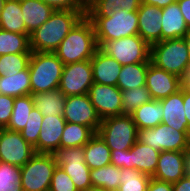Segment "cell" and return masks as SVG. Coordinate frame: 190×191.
Returning a JSON list of instances; mask_svg holds the SVG:
<instances>
[{"label": "cell", "instance_id": "obj_27", "mask_svg": "<svg viewBox=\"0 0 190 191\" xmlns=\"http://www.w3.org/2000/svg\"><path fill=\"white\" fill-rule=\"evenodd\" d=\"M141 0H94L88 7L87 17H110L115 10L136 12Z\"/></svg>", "mask_w": 190, "mask_h": 191}, {"label": "cell", "instance_id": "obj_25", "mask_svg": "<svg viewBox=\"0 0 190 191\" xmlns=\"http://www.w3.org/2000/svg\"><path fill=\"white\" fill-rule=\"evenodd\" d=\"M84 160L90 170L111 164V150L98 133L84 145Z\"/></svg>", "mask_w": 190, "mask_h": 191}, {"label": "cell", "instance_id": "obj_32", "mask_svg": "<svg viewBox=\"0 0 190 191\" xmlns=\"http://www.w3.org/2000/svg\"><path fill=\"white\" fill-rule=\"evenodd\" d=\"M29 36L0 29V55L32 53Z\"/></svg>", "mask_w": 190, "mask_h": 191}, {"label": "cell", "instance_id": "obj_20", "mask_svg": "<svg viewBox=\"0 0 190 191\" xmlns=\"http://www.w3.org/2000/svg\"><path fill=\"white\" fill-rule=\"evenodd\" d=\"M159 101L162 103L164 109L161 123L182 132H190L188 120L185 117L183 86L176 93Z\"/></svg>", "mask_w": 190, "mask_h": 191}, {"label": "cell", "instance_id": "obj_45", "mask_svg": "<svg viewBox=\"0 0 190 191\" xmlns=\"http://www.w3.org/2000/svg\"><path fill=\"white\" fill-rule=\"evenodd\" d=\"M177 3L187 27L190 29V0H177Z\"/></svg>", "mask_w": 190, "mask_h": 191}, {"label": "cell", "instance_id": "obj_1", "mask_svg": "<svg viewBox=\"0 0 190 191\" xmlns=\"http://www.w3.org/2000/svg\"><path fill=\"white\" fill-rule=\"evenodd\" d=\"M86 12L87 10H55L43 25L30 34L31 51L55 52Z\"/></svg>", "mask_w": 190, "mask_h": 191}, {"label": "cell", "instance_id": "obj_40", "mask_svg": "<svg viewBox=\"0 0 190 191\" xmlns=\"http://www.w3.org/2000/svg\"><path fill=\"white\" fill-rule=\"evenodd\" d=\"M50 191H78L71 177L60 167L54 169Z\"/></svg>", "mask_w": 190, "mask_h": 191}, {"label": "cell", "instance_id": "obj_51", "mask_svg": "<svg viewBox=\"0 0 190 191\" xmlns=\"http://www.w3.org/2000/svg\"><path fill=\"white\" fill-rule=\"evenodd\" d=\"M83 191H108L102 187H94V186H91V187H88L87 189L83 190Z\"/></svg>", "mask_w": 190, "mask_h": 191}, {"label": "cell", "instance_id": "obj_34", "mask_svg": "<svg viewBox=\"0 0 190 191\" xmlns=\"http://www.w3.org/2000/svg\"><path fill=\"white\" fill-rule=\"evenodd\" d=\"M33 108L32 95L16 97L14 99L13 112L6 128L13 131H21L25 127L28 116Z\"/></svg>", "mask_w": 190, "mask_h": 191}, {"label": "cell", "instance_id": "obj_9", "mask_svg": "<svg viewBox=\"0 0 190 191\" xmlns=\"http://www.w3.org/2000/svg\"><path fill=\"white\" fill-rule=\"evenodd\" d=\"M99 49L122 66L144 63L150 59V45L139 35L104 42Z\"/></svg>", "mask_w": 190, "mask_h": 191}, {"label": "cell", "instance_id": "obj_46", "mask_svg": "<svg viewBox=\"0 0 190 191\" xmlns=\"http://www.w3.org/2000/svg\"><path fill=\"white\" fill-rule=\"evenodd\" d=\"M173 191H190V175L186 174L177 182L172 183Z\"/></svg>", "mask_w": 190, "mask_h": 191}, {"label": "cell", "instance_id": "obj_43", "mask_svg": "<svg viewBox=\"0 0 190 191\" xmlns=\"http://www.w3.org/2000/svg\"><path fill=\"white\" fill-rule=\"evenodd\" d=\"M111 164L119 168H129V149L111 150Z\"/></svg>", "mask_w": 190, "mask_h": 191}, {"label": "cell", "instance_id": "obj_4", "mask_svg": "<svg viewBox=\"0 0 190 191\" xmlns=\"http://www.w3.org/2000/svg\"><path fill=\"white\" fill-rule=\"evenodd\" d=\"M150 60L156 67L183 79L190 58L183 38L167 39L150 45Z\"/></svg>", "mask_w": 190, "mask_h": 191}, {"label": "cell", "instance_id": "obj_36", "mask_svg": "<svg viewBox=\"0 0 190 191\" xmlns=\"http://www.w3.org/2000/svg\"><path fill=\"white\" fill-rule=\"evenodd\" d=\"M32 53L0 55V76L16 75L29 65Z\"/></svg>", "mask_w": 190, "mask_h": 191}, {"label": "cell", "instance_id": "obj_31", "mask_svg": "<svg viewBox=\"0 0 190 191\" xmlns=\"http://www.w3.org/2000/svg\"><path fill=\"white\" fill-rule=\"evenodd\" d=\"M95 134L96 133L90 127L66 122L60 140V147L69 148L84 146Z\"/></svg>", "mask_w": 190, "mask_h": 191}, {"label": "cell", "instance_id": "obj_42", "mask_svg": "<svg viewBox=\"0 0 190 191\" xmlns=\"http://www.w3.org/2000/svg\"><path fill=\"white\" fill-rule=\"evenodd\" d=\"M54 10H87L79 0H42Z\"/></svg>", "mask_w": 190, "mask_h": 191}, {"label": "cell", "instance_id": "obj_16", "mask_svg": "<svg viewBox=\"0 0 190 191\" xmlns=\"http://www.w3.org/2000/svg\"><path fill=\"white\" fill-rule=\"evenodd\" d=\"M187 174V151H162L152 178L174 183Z\"/></svg>", "mask_w": 190, "mask_h": 191}, {"label": "cell", "instance_id": "obj_2", "mask_svg": "<svg viewBox=\"0 0 190 191\" xmlns=\"http://www.w3.org/2000/svg\"><path fill=\"white\" fill-rule=\"evenodd\" d=\"M97 49L93 24L85 15L70 30L54 53L66 65L90 60Z\"/></svg>", "mask_w": 190, "mask_h": 191}, {"label": "cell", "instance_id": "obj_23", "mask_svg": "<svg viewBox=\"0 0 190 191\" xmlns=\"http://www.w3.org/2000/svg\"><path fill=\"white\" fill-rule=\"evenodd\" d=\"M26 31L31 34L43 25L55 11L42 0H20Z\"/></svg>", "mask_w": 190, "mask_h": 191}, {"label": "cell", "instance_id": "obj_44", "mask_svg": "<svg viewBox=\"0 0 190 191\" xmlns=\"http://www.w3.org/2000/svg\"><path fill=\"white\" fill-rule=\"evenodd\" d=\"M147 191H173L172 183L151 177Z\"/></svg>", "mask_w": 190, "mask_h": 191}, {"label": "cell", "instance_id": "obj_22", "mask_svg": "<svg viewBox=\"0 0 190 191\" xmlns=\"http://www.w3.org/2000/svg\"><path fill=\"white\" fill-rule=\"evenodd\" d=\"M159 155V151L137 140L129 149V169H136L152 177L156 171Z\"/></svg>", "mask_w": 190, "mask_h": 191}, {"label": "cell", "instance_id": "obj_12", "mask_svg": "<svg viewBox=\"0 0 190 191\" xmlns=\"http://www.w3.org/2000/svg\"><path fill=\"white\" fill-rule=\"evenodd\" d=\"M35 153L34 147L21 136L20 132L1 129L0 162L22 167Z\"/></svg>", "mask_w": 190, "mask_h": 191}, {"label": "cell", "instance_id": "obj_24", "mask_svg": "<svg viewBox=\"0 0 190 191\" xmlns=\"http://www.w3.org/2000/svg\"><path fill=\"white\" fill-rule=\"evenodd\" d=\"M31 95L34 108L43 116H63L66 96L59 89Z\"/></svg>", "mask_w": 190, "mask_h": 191}, {"label": "cell", "instance_id": "obj_13", "mask_svg": "<svg viewBox=\"0 0 190 191\" xmlns=\"http://www.w3.org/2000/svg\"><path fill=\"white\" fill-rule=\"evenodd\" d=\"M63 117L66 122L90 127L95 133L98 132L102 121L92 105L88 93L84 95L67 96Z\"/></svg>", "mask_w": 190, "mask_h": 191}, {"label": "cell", "instance_id": "obj_8", "mask_svg": "<svg viewBox=\"0 0 190 191\" xmlns=\"http://www.w3.org/2000/svg\"><path fill=\"white\" fill-rule=\"evenodd\" d=\"M138 141L162 151H188L190 132H182L163 123L154 128L138 129Z\"/></svg>", "mask_w": 190, "mask_h": 191}, {"label": "cell", "instance_id": "obj_5", "mask_svg": "<svg viewBox=\"0 0 190 191\" xmlns=\"http://www.w3.org/2000/svg\"><path fill=\"white\" fill-rule=\"evenodd\" d=\"M93 24L98 48L108 41L138 35V15L118 9L110 17H88Z\"/></svg>", "mask_w": 190, "mask_h": 191}, {"label": "cell", "instance_id": "obj_15", "mask_svg": "<svg viewBox=\"0 0 190 191\" xmlns=\"http://www.w3.org/2000/svg\"><path fill=\"white\" fill-rule=\"evenodd\" d=\"M145 86L153 100H161L180 90L182 79L164 69L156 67L150 62L147 69Z\"/></svg>", "mask_w": 190, "mask_h": 191}, {"label": "cell", "instance_id": "obj_33", "mask_svg": "<svg viewBox=\"0 0 190 191\" xmlns=\"http://www.w3.org/2000/svg\"><path fill=\"white\" fill-rule=\"evenodd\" d=\"M121 168L108 164L101 168L90 170V180L92 186L102 187L106 190L119 188Z\"/></svg>", "mask_w": 190, "mask_h": 191}, {"label": "cell", "instance_id": "obj_30", "mask_svg": "<svg viewBox=\"0 0 190 191\" xmlns=\"http://www.w3.org/2000/svg\"><path fill=\"white\" fill-rule=\"evenodd\" d=\"M150 62L151 60L149 59L144 63H135L122 66L117 81V87L121 91H124L145 86L147 69Z\"/></svg>", "mask_w": 190, "mask_h": 191}, {"label": "cell", "instance_id": "obj_35", "mask_svg": "<svg viewBox=\"0 0 190 191\" xmlns=\"http://www.w3.org/2000/svg\"><path fill=\"white\" fill-rule=\"evenodd\" d=\"M151 176L136 169L121 168V191H147Z\"/></svg>", "mask_w": 190, "mask_h": 191}, {"label": "cell", "instance_id": "obj_54", "mask_svg": "<svg viewBox=\"0 0 190 191\" xmlns=\"http://www.w3.org/2000/svg\"><path fill=\"white\" fill-rule=\"evenodd\" d=\"M4 2H5V0H0V13L3 10Z\"/></svg>", "mask_w": 190, "mask_h": 191}, {"label": "cell", "instance_id": "obj_19", "mask_svg": "<svg viewBox=\"0 0 190 191\" xmlns=\"http://www.w3.org/2000/svg\"><path fill=\"white\" fill-rule=\"evenodd\" d=\"M90 61L94 83L117 86L118 77L122 68L120 63L106 55L99 48L95 51Z\"/></svg>", "mask_w": 190, "mask_h": 191}, {"label": "cell", "instance_id": "obj_53", "mask_svg": "<svg viewBox=\"0 0 190 191\" xmlns=\"http://www.w3.org/2000/svg\"><path fill=\"white\" fill-rule=\"evenodd\" d=\"M86 8L94 1V0H79Z\"/></svg>", "mask_w": 190, "mask_h": 191}, {"label": "cell", "instance_id": "obj_48", "mask_svg": "<svg viewBox=\"0 0 190 191\" xmlns=\"http://www.w3.org/2000/svg\"><path fill=\"white\" fill-rule=\"evenodd\" d=\"M177 2V0H141V3L146 5H153L158 8H164L167 7L170 4H173Z\"/></svg>", "mask_w": 190, "mask_h": 191}, {"label": "cell", "instance_id": "obj_3", "mask_svg": "<svg viewBox=\"0 0 190 191\" xmlns=\"http://www.w3.org/2000/svg\"><path fill=\"white\" fill-rule=\"evenodd\" d=\"M28 67L31 94L59 88L64 63L54 52H32Z\"/></svg>", "mask_w": 190, "mask_h": 191}, {"label": "cell", "instance_id": "obj_26", "mask_svg": "<svg viewBox=\"0 0 190 191\" xmlns=\"http://www.w3.org/2000/svg\"><path fill=\"white\" fill-rule=\"evenodd\" d=\"M22 14L20 0H5L0 13V29L30 35Z\"/></svg>", "mask_w": 190, "mask_h": 191}, {"label": "cell", "instance_id": "obj_49", "mask_svg": "<svg viewBox=\"0 0 190 191\" xmlns=\"http://www.w3.org/2000/svg\"><path fill=\"white\" fill-rule=\"evenodd\" d=\"M182 86L190 89V67L187 69L186 74L182 79Z\"/></svg>", "mask_w": 190, "mask_h": 191}, {"label": "cell", "instance_id": "obj_10", "mask_svg": "<svg viewBox=\"0 0 190 191\" xmlns=\"http://www.w3.org/2000/svg\"><path fill=\"white\" fill-rule=\"evenodd\" d=\"M53 154L57 166L71 177L78 191H83L92 186L90 168L84 160V146L60 147Z\"/></svg>", "mask_w": 190, "mask_h": 191}, {"label": "cell", "instance_id": "obj_52", "mask_svg": "<svg viewBox=\"0 0 190 191\" xmlns=\"http://www.w3.org/2000/svg\"><path fill=\"white\" fill-rule=\"evenodd\" d=\"M187 174L190 175V149L187 151Z\"/></svg>", "mask_w": 190, "mask_h": 191}, {"label": "cell", "instance_id": "obj_55", "mask_svg": "<svg viewBox=\"0 0 190 191\" xmlns=\"http://www.w3.org/2000/svg\"><path fill=\"white\" fill-rule=\"evenodd\" d=\"M108 191H121L119 188L109 189Z\"/></svg>", "mask_w": 190, "mask_h": 191}, {"label": "cell", "instance_id": "obj_39", "mask_svg": "<svg viewBox=\"0 0 190 191\" xmlns=\"http://www.w3.org/2000/svg\"><path fill=\"white\" fill-rule=\"evenodd\" d=\"M43 115L38 109L33 108L28 116L25 127L19 131L21 136L33 147L38 142Z\"/></svg>", "mask_w": 190, "mask_h": 191}, {"label": "cell", "instance_id": "obj_18", "mask_svg": "<svg viewBox=\"0 0 190 191\" xmlns=\"http://www.w3.org/2000/svg\"><path fill=\"white\" fill-rule=\"evenodd\" d=\"M137 15L138 35L149 45L161 41V9L141 3Z\"/></svg>", "mask_w": 190, "mask_h": 191}, {"label": "cell", "instance_id": "obj_37", "mask_svg": "<svg viewBox=\"0 0 190 191\" xmlns=\"http://www.w3.org/2000/svg\"><path fill=\"white\" fill-rule=\"evenodd\" d=\"M121 92L123 115H131L136 108L152 100L150 92L146 86L137 87L136 89L124 90Z\"/></svg>", "mask_w": 190, "mask_h": 191}, {"label": "cell", "instance_id": "obj_21", "mask_svg": "<svg viewBox=\"0 0 190 191\" xmlns=\"http://www.w3.org/2000/svg\"><path fill=\"white\" fill-rule=\"evenodd\" d=\"M161 16V41L183 38L187 34L189 28L177 2L161 8Z\"/></svg>", "mask_w": 190, "mask_h": 191}, {"label": "cell", "instance_id": "obj_17", "mask_svg": "<svg viewBox=\"0 0 190 191\" xmlns=\"http://www.w3.org/2000/svg\"><path fill=\"white\" fill-rule=\"evenodd\" d=\"M66 121L63 116H43L36 153L53 154L60 148V140Z\"/></svg>", "mask_w": 190, "mask_h": 191}, {"label": "cell", "instance_id": "obj_7", "mask_svg": "<svg viewBox=\"0 0 190 191\" xmlns=\"http://www.w3.org/2000/svg\"><path fill=\"white\" fill-rule=\"evenodd\" d=\"M54 154L35 153L21 167V187L23 191H48L56 168Z\"/></svg>", "mask_w": 190, "mask_h": 191}, {"label": "cell", "instance_id": "obj_11", "mask_svg": "<svg viewBox=\"0 0 190 191\" xmlns=\"http://www.w3.org/2000/svg\"><path fill=\"white\" fill-rule=\"evenodd\" d=\"M93 83L91 61L85 60L64 65L58 89L66 97L84 95Z\"/></svg>", "mask_w": 190, "mask_h": 191}, {"label": "cell", "instance_id": "obj_29", "mask_svg": "<svg viewBox=\"0 0 190 191\" xmlns=\"http://www.w3.org/2000/svg\"><path fill=\"white\" fill-rule=\"evenodd\" d=\"M0 94L14 98L31 95L29 67L16 75L0 76Z\"/></svg>", "mask_w": 190, "mask_h": 191}, {"label": "cell", "instance_id": "obj_47", "mask_svg": "<svg viewBox=\"0 0 190 191\" xmlns=\"http://www.w3.org/2000/svg\"><path fill=\"white\" fill-rule=\"evenodd\" d=\"M183 101L185 117L188 120V126L190 131V89L185 86H183Z\"/></svg>", "mask_w": 190, "mask_h": 191}, {"label": "cell", "instance_id": "obj_28", "mask_svg": "<svg viewBox=\"0 0 190 191\" xmlns=\"http://www.w3.org/2000/svg\"><path fill=\"white\" fill-rule=\"evenodd\" d=\"M162 103L151 100L136 108L131 114L138 129L154 128L161 124L164 115Z\"/></svg>", "mask_w": 190, "mask_h": 191}, {"label": "cell", "instance_id": "obj_38", "mask_svg": "<svg viewBox=\"0 0 190 191\" xmlns=\"http://www.w3.org/2000/svg\"><path fill=\"white\" fill-rule=\"evenodd\" d=\"M21 167L0 162V191H23Z\"/></svg>", "mask_w": 190, "mask_h": 191}, {"label": "cell", "instance_id": "obj_6", "mask_svg": "<svg viewBox=\"0 0 190 191\" xmlns=\"http://www.w3.org/2000/svg\"><path fill=\"white\" fill-rule=\"evenodd\" d=\"M97 133L110 150L130 149L138 140V128L128 114L102 119Z\"/></svg>", "mask_w": 190, "mask_h": 191}, {"label": "cell", "instance_id": "obj_14", "mask_svg": "<svg viewBox=\"0 0 190 191\" xmlns=\"http://www.w3.org/2000/svg\"><path fill=\"white\" fill-rule=\"evenodd\" d=\"M88 95L101 120L123 115L122 92L117 86L93 83Z\"/></svg>", "mask_w": 190, "mask_h": 191}, {"label": "cell", "instance_id": "obj_50", "mask_svg": "<svg viewBox=\"0 0 190 191\" xmlns=\"http://www.w3.org/2000/svg\"><path fill=\"white\" fill-rule=\"evenodd\" d=\"M183 41L186 44L188 54H189V58H190V29L188 30L187 34L183 37Z\"/></svg>", "mask_w": 190, "mask_h": 191}, {"label": "cell", "instance_id": "obj_41", "mask_svg": "<svg viewBox=\"0 0 190 191\" xmlns=\"http://www.w3.org/2000/svg\"><path fill=\"white\" fill-rule=\"evenodd\" d=\"M14 97L0 94V127L6 128L14 107Z\"/></svg>", "mask_w": 190, "mask_h": 191}]
</instances>
